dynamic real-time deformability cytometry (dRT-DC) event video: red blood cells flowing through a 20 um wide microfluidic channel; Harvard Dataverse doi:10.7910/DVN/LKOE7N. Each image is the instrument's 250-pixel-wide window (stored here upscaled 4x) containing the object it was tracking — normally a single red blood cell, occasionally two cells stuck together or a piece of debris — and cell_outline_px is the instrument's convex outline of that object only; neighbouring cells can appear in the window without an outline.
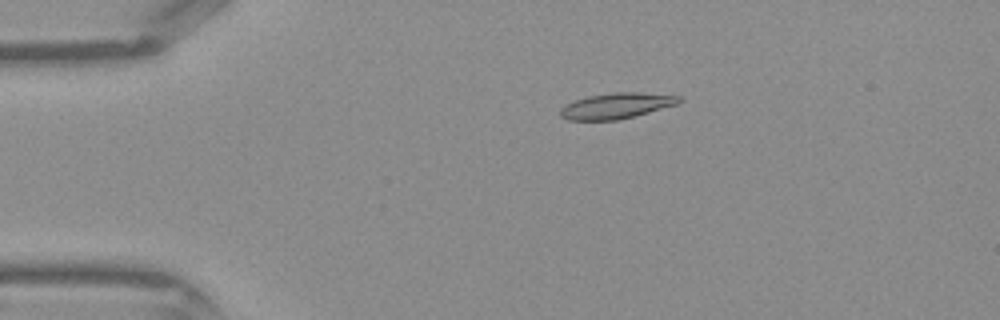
{"species": "Egyptian fruit bat (a non-hibernating species)", "species_latin": "Rousettus aegyptiacus", "temperature_condition": "warm", "stored_images_in_passage": 38, "camera_frame_rate_fps": 3000, "um_per_image_px": 0.085, "frame": {"image": 1, "passage_image": 4, "time_ms": 1.0, "image_size_px": [1000, 320], "cell_outline_px": [[684, 100], [680, 104], [616, 120], [568, 120], [560, 116], [560, 108], [564, 104], [588, 96], [612, 92], [640, 92], [680, 96]], "centroid_in_image_um": [52.41, 8.98], "position_along_channel_um": 32.6, "area_um2": 17.86}}
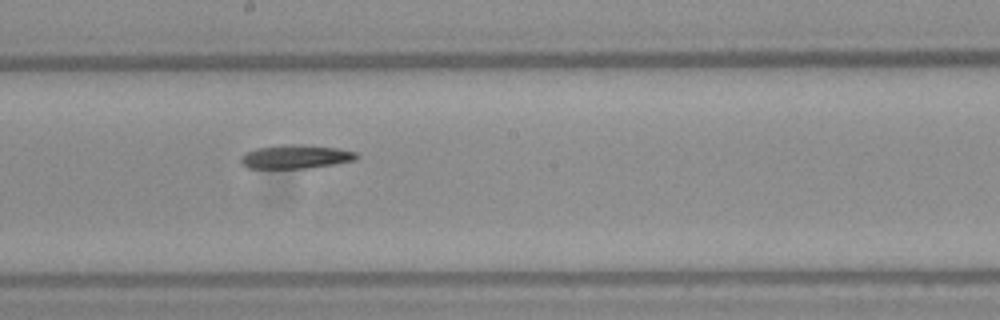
{"frame": {"image": 2, "passage_image": 19, "time_ms": 6.0, "image_size_px": [1000, 320], "cell_outline_px": [[360, 156], [356, 160], [308, 168], [248, 168], [240, 160], [240, 156], [244, 152], [256, 148], [280, 144], [300, 144], [336, 148], [356, 152]], "centroid_in_image_um": [25.11, 13.3], "position_along_channel_um": 223.1, "area_um2": 16.07}}
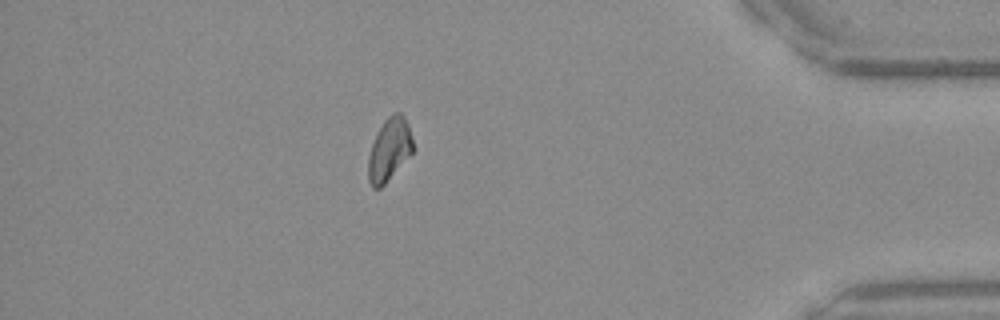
{"frame": {"image": 3, "passage_image": 33, "time_ms": 10.667, "image_size_px": [1000, 320], "cell_outline_px": [[412, 152], [384, 184], [380, 188], [372, 188], [368, 180], [368, 156], [376, 132], [384, 120], [392, 112], [400, 112], [404, 116], [408, 124], [412, 140]], "centroid_in_image_um": [33.06, 12.68], "position_along_channel_um": 402.1, "area_um2": 16.18}}